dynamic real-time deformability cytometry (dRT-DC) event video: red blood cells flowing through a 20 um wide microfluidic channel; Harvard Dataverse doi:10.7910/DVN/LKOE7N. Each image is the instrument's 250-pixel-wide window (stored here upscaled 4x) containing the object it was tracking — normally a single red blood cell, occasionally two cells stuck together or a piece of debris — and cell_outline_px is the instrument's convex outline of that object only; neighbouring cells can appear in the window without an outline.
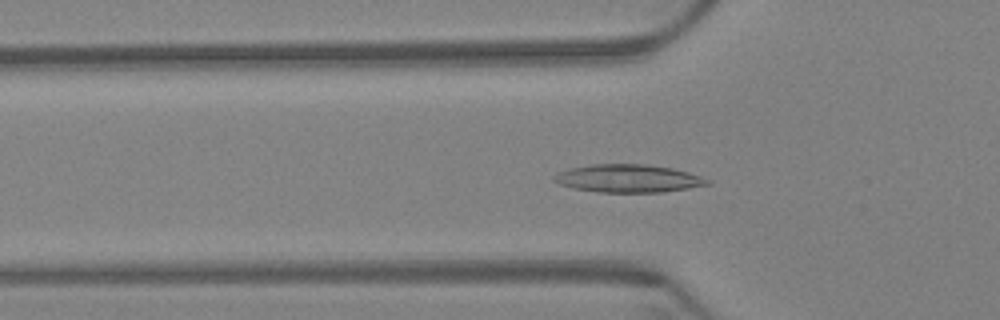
{"species": "Egyptian fruit bat (a non-hibernating species)", "species_latin": "Rousettus aegyptiacus", "temperature_condition": "warm", "stored_images_in_passage": 63, "camera_frame_rate_fps": 3000, "um_per_image_px": 0.085, "animal": {"sex": "female"}, "frame": {"image": 1, "passage_image": 21, "time_ms": 6.667, "image_size_px": [1000, 320], "cell_outline_px": [[712, 184], [688, 188], [660, 192], [596, 192], [572, 188], [560, 184], [552, 180], [552, 176], [560, 172], [572, 168], [592, 164], [644, 164], [672, 168], [688, 172], [712, 180]], "centroid_in_image_um": [53.41, 15.17], "position_along_channel_um": 72.4, "area_um2": 24.91}}
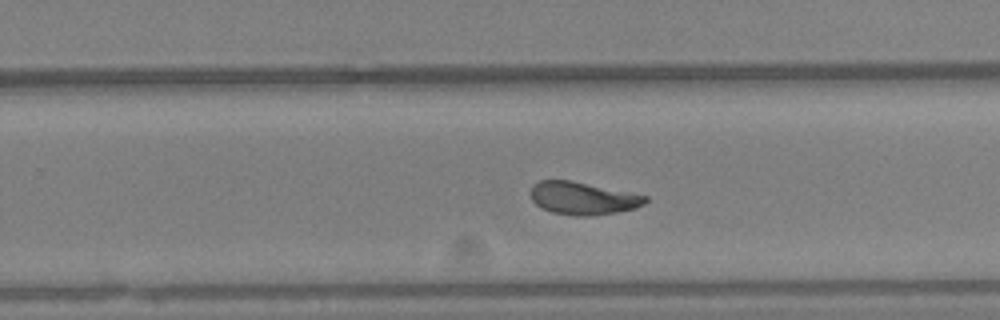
{"frame": {"image": 2, "passage_image": 40, "time_ms": 13.0, "image_size_px": [1000, 320], "cell_outline_px": [[648, 200], [644, 204], [636, 208], [616, 212], [588, 216], [572, 216], [552, 212], [540, 208], [532, 200], [532, 184], [540, 180], [572, 180], [632, 192], [648, 196]], "centroid_in_image_um": [49.56, 16.84], "position_along_channel_um": 280.2, "area_um2": 22.08}}
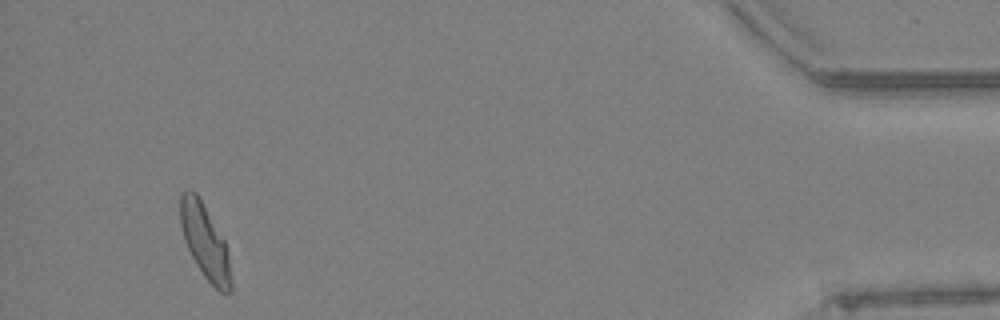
{"frame": {"image": 3, "passage_image": 59, "time_ms": 19.333, "image_size_px": [1000, 320], "cell_outline_px": [[232, 288], [228, 292], [220, 292], [204, 276], [196, 264], [184, 240], [180, 224], [180, 196], [184, 188], [192, 188], [196, 192], [224, 240], [228, 256], [232, 284]], "centroid_in_image_um": [17.39, 20.49], "position_along_channel_um": 417.8, "area_um2": 21.68}, "authors_computed_cell_mechanics": {"area_um2": 22.6576, "velocity_mm_per_s": 3.2911, "shape_relaxation_time_tau1_ms": 5.6147, "shape_relaxation_time_tau2_ms": 2.0537, "deformation_change_tau1": 0.1552, "deformation_change_tau2": 0.078}}